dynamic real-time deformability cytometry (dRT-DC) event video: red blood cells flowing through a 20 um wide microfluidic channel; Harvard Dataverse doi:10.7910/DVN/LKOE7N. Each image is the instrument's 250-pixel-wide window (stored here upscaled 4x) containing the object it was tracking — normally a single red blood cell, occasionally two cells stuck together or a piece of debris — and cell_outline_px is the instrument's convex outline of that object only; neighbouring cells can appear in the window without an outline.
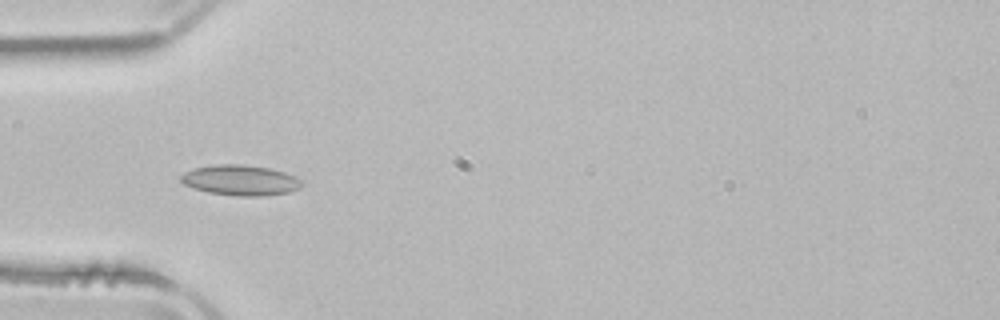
{"species": "common noctule bat (a hibernating species)", "species_latin": "Nyctalus noctula", "temperature_condition": "room temperature", "stored_images_in_passage": 3, "camera_frame_rate_fps": 3000, "um_per_image_px": 0.085, "animal": {"sex": "male", "body_mass_g": 21.5, "forearm_length_mm": 52.0}, "frame": {"image": 1, "passage_image": 3, "time_ms": 2.667, "image_size_px": [1000, 320], "cell_outline_px": [[300, 188], [288, 192], [264, 196], [236, 196], [208, 192], [184, 184], [180, 180], [180, 176], [184, 172], [192, 168], [220, 164], [240, 164], [268, 168], [284, 172], [296, 176], [300, 180]], "centroid_in_image_um": [20.42, 15.32], "position_along_channel_um": 64.6, "area_um2": 21.27}}